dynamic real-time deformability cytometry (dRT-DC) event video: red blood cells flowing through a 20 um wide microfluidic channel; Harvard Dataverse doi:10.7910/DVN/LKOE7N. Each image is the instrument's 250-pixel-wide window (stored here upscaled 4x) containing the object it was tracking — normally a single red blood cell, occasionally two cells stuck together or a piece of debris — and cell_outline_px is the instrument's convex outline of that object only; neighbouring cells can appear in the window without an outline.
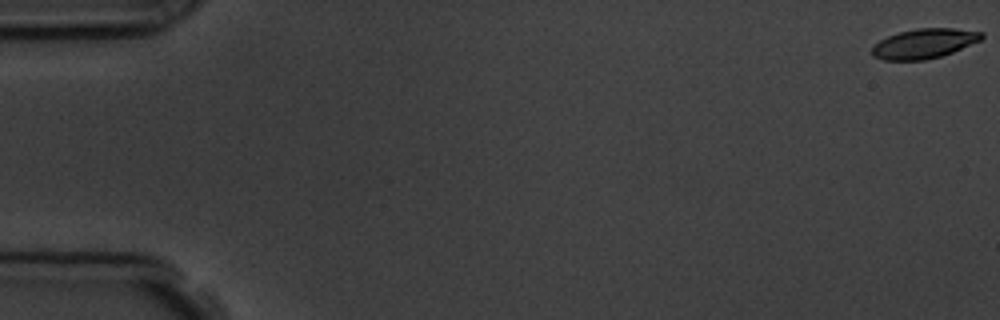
{"species": "common noctule bat (a hibernating species)", "species_latin": "Nyctalus noctula", "temperature_condition": "room temperature", "stored_images_in_passage": 10, "camera_frame_rate_fps": 3000, "um_per_image_px": 0.085, "animal": {"sex": "male", "body_mass_g": 19.5, "forearm_length_mm": 54.6}, "frame": {"image": 1, "passage_image": 1, "time_ms": 0.0, "image_size_px": [1000, 320], "cell_outline_px": [[984, 36], [980, 40], [952, 52], [940, 56], [924, 60], [884, 60], [872, 56], [872, 48], [880, 40], [888, 36], [900, 32], [916, 28], [952, 28], [984, 32]], "centroid_in_image_um": [78.55, 3.7], "position_along_channel_um": 6.5, "area_um2": 18.79}}
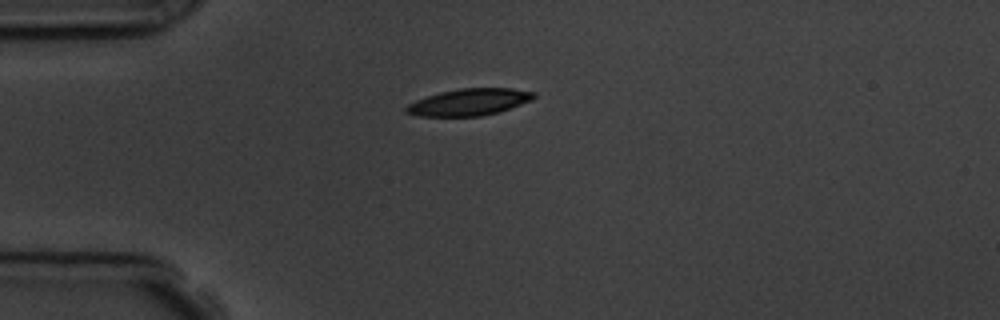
{"frame": {"image": 2, "passage_image": 5, "time_ms": 4.667, "image_size_px": [1000, 320], "cell_outline_px": [[536, 96], [532, 100], [496, 112], [480, 116], [416, 116], [404, 112], [404, 108], [408, 104], [416, 100], [440, 92], [460, 88], [512, 88], [536, 92]], "centroid_in_image_um": [39.85, 8.67], "position_along_channel_um": 45.1, "area_um2": 19.83}}